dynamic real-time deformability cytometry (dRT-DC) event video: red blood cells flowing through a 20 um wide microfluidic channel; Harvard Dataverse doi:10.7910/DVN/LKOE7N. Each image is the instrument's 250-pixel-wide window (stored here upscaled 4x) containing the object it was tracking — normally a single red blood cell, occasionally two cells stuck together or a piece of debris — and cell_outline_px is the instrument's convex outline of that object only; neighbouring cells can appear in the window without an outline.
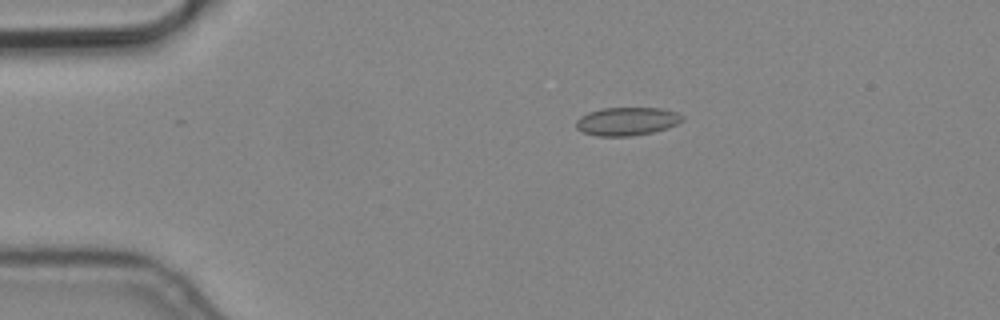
{"species": "common noctule bat (a hibernating species)", "species_latin": "Nyctalus noctula", "temperature_condition": "cold", "stored_images_in_passage": 4, "camera_frame_rate_fps": 3000, "um_per_image_px": 0.085, "animal": {"sex": "male", "body_mass_g": 19.2, "forearm_length_mm": 51.8}, "frame": {"image": 1, "passage_image": 2, "time_ms": 0.333, "image_size_px": [1000, 320], "cell_outline_px": [[684, 120], [668, 128], [652, 132], [632, 136], [596, 136], [584, 132], [576, 128], [576, 120], [580, 116], [588, 112], [600, 108], [664, 108], [676, 112], [684, 116]], "centroid_in_image_um": [53.29, 10.31], "position_along_channel_um": 31.7, "area_um2": 17.63}}